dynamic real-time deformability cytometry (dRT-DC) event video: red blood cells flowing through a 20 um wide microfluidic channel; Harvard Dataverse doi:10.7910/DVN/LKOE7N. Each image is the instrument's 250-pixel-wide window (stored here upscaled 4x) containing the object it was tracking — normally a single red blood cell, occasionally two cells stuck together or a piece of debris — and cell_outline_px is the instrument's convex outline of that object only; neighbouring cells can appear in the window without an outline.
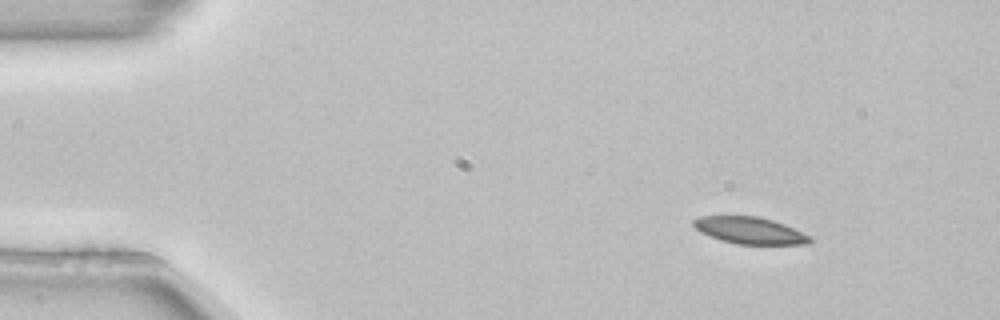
{"species": "common noctule bat (a hibernating species)", "species_latin": "Nyctalus noctula", "temperature_condition": "room temperature", "stored_images_in_passage": 4, "segment_of_instrument_passage": [1, 2], "camera_frame_rate_fps": 3000, "um_per_image_px": 0.085, "animal": {"sex": "female", "body_mass_g": 22.7, "forearm_length_mm": 54.2}, "frame": {"image": 1, "passage_image": 1, "time_ms": 0.0, "image_size_px": [1000, 320], "cell_outline_px": [[812, 240], [808, 244], [736, 244], [720, 240], [700, 232], [692, 224], [692, 220], [700, 216], [756, 216], [772, 220], [784, 224], [812, 236]], "centroid_in_image_um": [63.73, 19.59], "position_along_channel_um": 21.3, "area_um2": 18.21}}